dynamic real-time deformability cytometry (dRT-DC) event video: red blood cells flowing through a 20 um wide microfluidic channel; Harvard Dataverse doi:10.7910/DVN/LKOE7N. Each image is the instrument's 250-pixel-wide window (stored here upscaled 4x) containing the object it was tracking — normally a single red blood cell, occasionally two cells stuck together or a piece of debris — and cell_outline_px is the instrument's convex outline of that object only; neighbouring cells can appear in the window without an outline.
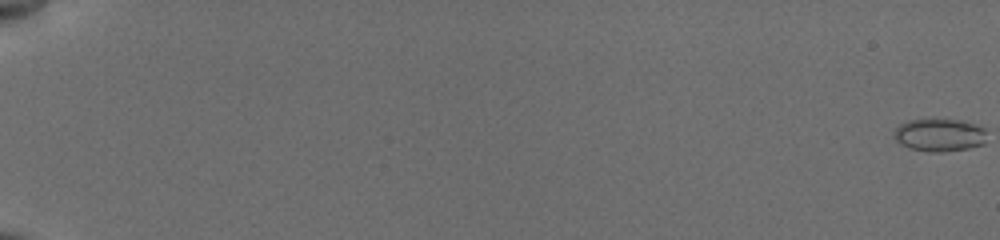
{"species": "common noctule bat (a hibernating species)", "species_latin": "Nyctalus noctula", "temperature_condition": "cold", "stored_images_in_passage": 58, "camera_frame_rate_fps": 3000, "um_per_image_px": 0.085, "animal": {"sex": "female", "body_mass_g": 19.5, "forearm_length_mm": 54.1}, "frame": {"image": 1, "passage_image": 1, "time_ms": 0.0, "image_size_px": [1000, 240], "cell_outline_px": [[984, 144], [968, 148], [944, 152], [928, 152], [908, 148], [900, 144], [892, 136], [892, 132], [900, 124], [908, 120], [964, 120], [984, 128]], "centroid_in_image_um": [79.8, 11.49], "position_along_channel_um": 5.2, "area_um2": 17.74}}
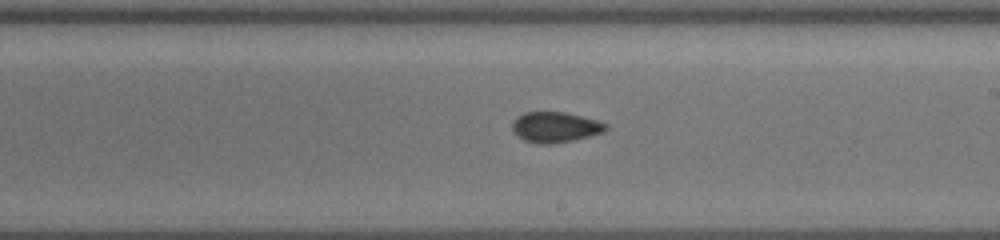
{"frame": {"image": 2, "passage_image": 37, "time_ms": 12.0, "image_size_px": [1000, 240], "cell_outline_px": [[608, 128], [604, 132], [572, 140], [552, 144], [540, 144], [524, 140], [516, 136], [512, 132], [512, 120], [516, 116], [524, 112], [564, 112], [596, 120], [608, 124]], "centroid_in_image_um": [47.14, 10.81], "position_along_channel_um": 241.9, "area_um2": 16.7}}
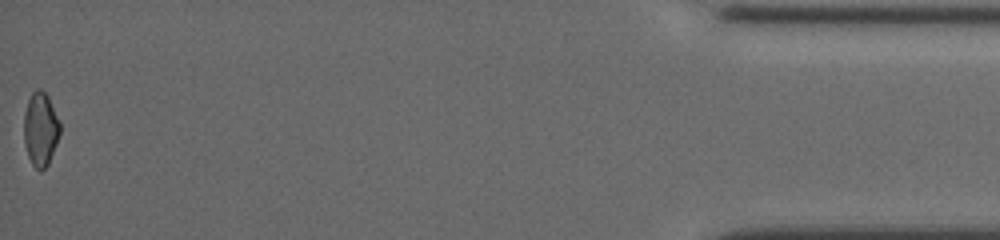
{"frame": {"image": 3, "passage_image": 58, "time_ms": 19.0, "image_size_px": [1000, 240], "cell_outline_px": [[60, 132], [56, 144], [48, 164], [40, 172], [32, 164], [28, 156], [24, 144], [24, 112], [28, 100], [32, 92], [36, 88], [40, 88], [48, 96], [60, 120]], "centroid_in_image_um": [3.44, 10.96], "position_along_channel_um": 431.8, "area_um2": 15.61}, "authors_computed_cell_mechanics": {"area_um2": 16.473, "velocity_mm_per_s": 3.8358, "shape_relaxation_time_tau1_ms": 6.9601, "shape_relaxation_time_tau2_ms": 4.4655, "deformation_change_tau1": 0.0933, "deformation_change_tau2": 0.0732}}